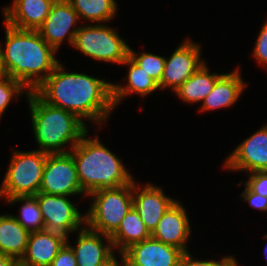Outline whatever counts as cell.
Here are the masks:
<instances>
[{
  "label": "cell",
  "mask_w": 267,
  "mask_h": 266,
  "mask_svg": "<svg viewBox=\"0 0 267 266\" xmlns=\"http://www.w3.org/2000/svg\"><path fill=\"white\" fill-rule=\"evenodd\" d=\"M58 63L53 72L34 90L45 102L76 115L84 123L101 126L114 109L112 83L98 77L65 71ZM86 119V120H85Z\"/></svg>",
  "instance_id": "1"
},
{
  "label": "cell",
  "mask_w": 267,
  "mask_h": 266,
  "mask_svg": "<svg viewBox=\"0 0 267 266\" xmlns=\"http://www.w3.org/2000/svg\"><path fill=\"white\" fill-rule=\"evenodd\" d=\"M5 23V46L0 43L4 70L12 79L34 91L60 62L57 53L37 30H22Z\"/></svg>",
  "instance_id": "2"
},
{
  "label": "cell",
  "mask_w": 267,
  "mask_h": 266,
  "mask_svg": "<svg viewBox=\"0 0 267 266\" xmlns=\"http://www.w3.org/2000/svg\"><path fill=\"white\" fill-rule=\"evenodd\" d=\"M87 131L71 149L77 178L86 196L94 191L117 188L131 183L134 178L125 165L101 143L99 137L88 138Z\"/></svg>",
  "instance_id": "3"
},
{
  "label": "cell",
  "mask_w": 267,
  "mask_h": 266,
  "mask_svg": "<svg viewBox=\"0 0 267 266\" xmlns=\"http://www.w3.org/2000/svg\"><path fill=\"white\" fill-rule=\"evenodd\" d=\"M27 101L39 151L68 153L89 131L87 124L76 115L48 104L35 91L29 92ZM68 146L70 150H67Z\"/></svg>",
  "instance_id": "4"
},
{
  "label": "cell",
  "mask_w": 267,
  "mask_h": 266,
  "mask_svg": "<svg viewBox=\"0 0 267 266\" xmlns=\"http://www.w3.org/2000/svg\"><path fill=\"white\" fill-rule=\"evenodd\" d=\"M87 196L93 202L85 214V225L111 236L133 206V181L117 188L100 189Z\"/></svg>",
  "instance_id": "5"
},
{
  "label": "cell",
  "mask_w": 267,
  "mask_h": 266,
  "mask_svg": "<svg viewBox=\"0 0 267 266\" xmlns=\"http://www.w3.org/2000/svg\"><path fill=\"white\" fill-rule=\"evenodd\" d=\"M48 153L13 150L9 167L0 186L2 199L39 193Z\"/></svg>",
  "instance_id": "6"
},
{
  "label": "cell",
  "mask_w": 267,
  "mask_h": 266,
  "mask_svg": "<svg viewBox=\"0 0 267 266\" xmlns=\"http://www.w3.org/2000/svg\"><path fill=\"white\" fill-rule=\"evenodd\" d=\"M72 47L96 61L122 64L129 56V45L117 30L102 24L81 25Z\"/></svg>",
  "instance_id": "7"
},
{
  "label": "cell",
  "mask_w": 267,
  "mask_h": 266,
  "mask_svg": "<svg viewBox=\"0 0 267 266\" xmlns=\"http://www.w3.org/2000/svg\"><path fill=\"white\" fill-rule=\"evenodd\" d=\"M40 207L45 230L69 237L85 225V213L70 200V196L41 193L34 195ZM82 225V226H81Z\"/></svg>",
  "instance_id": "8"
},
{
  "label": "cell",
  "mask_w": 267,
  "mask_h": 266,
  "mask_svg": "<svg viewBox=\"0 0 267 266\" xmlns=\"http://www.w3.org/2000/svg\"><path fill=\"white\" fill-rule=\"evenodd\" d=\"M39 192L62 196H86L79 184L76 165L70 152L47 155Z\"/></svg>",
  "instance_id": "9"
},
{
  "label": "cell",
  "mask_w": 267,
  "mask_h": 266,
  "mask_svg": "<svg viewBox=\"0 0 267 266\" xmlns=\"http://www.w3.org/2000/svg\"><path fill=\"white\" fill-rule=\"evenodd\" d=\"M201 45L190 39L180 44L169 59L166 57L164 73L159 89H171L173 92L181 86L192 74H194L204 63L201 59Z\"/></svg>",
  "instance_id": "10"
},
{
  "label": "cell",
  "mask_w": 267,
  "mask_h": 266,
  "mask_svg": "<svg viewBox=\"0 0 267 266\" xmlns=\"http://www.w3.org/2000/svg\"><path fill=\"white\" fill-rule=\"evenodd\" d=\"M78 13L68 0H55L43 24L38 28L40 36L57 52L66 39L72 46L79 30ZM76 24V25H75Z\"/></svg>",
  "instance_id": "11"
},
{
  "label": "cell",
  "mask_w": 267,
  "mask_h": 266,
  "mask_svg": "<svg viewBox=\"0 0 267 266\" xmlns=\"http://www.w3.org/2000/svg\"><path fill=\"white\" fill-rule=\"evenodd\" d=\"M224 161L222 168L232 172L267 171V123L243 140Z\"/></svg>",
  "instance_id": "12"
},
{
  "label": "cell",
  "mask_w": 267,
  "mask_h": 266,
  "mask_svg": "<svg viewBox=\"0 0 267 266\" xmlns=\"http://www.w3.org/2000/svg\"><path fill=\"white\" fill-rule=\"evenodd\" d=\"M66 243L74 252L77 266H110L118 258L114 254L110 236L94 231L86 225L78 230L74 246L69 243V238Z\"/></svg>",
  "instance_id": "13"
},
{
  "label": "cell",
  "mask_w": 267,
  "mask_h": 266,
  "mask_svg": "<svg viewBox=\"0 0 267 266\" xmlns=\"http://www.w3.org/2000/svg\"><path fill=\"white\" fill-rule=\"evenodd\" d=\"M183 252L164 244L152 236L129 246L120 259L125 266H177Z\"/></svg>",
  "instance_id": "14"
},
{
  "label": "cell",
  "mask_w": 267,
  "mask_h": 266,
  "mask_svg": "<svg viewBox=\"0 0 267 266\" xmlns=\"http://www.w3.org/2000/svg\"><path fill=\"white\" fill-rule=\"evenodd\" d=\"M135 181L133 180V207L152 234L164 213L176 199L166 196L160 186L148 182L139 187Z\"/></svg>",
  "instance_id": "15"
},
{
  "label": "cell",
  "mask_w": 267,
  "mask_h": 266,
  "mask_svg": "<svg viewBox=\"0 0 267 266\" xmlns=\"http://www.w3.org/2000/svg\"><path fill=\"white\" fill-rule=\"evenodd\" d=\"M185 207L175 201L164 213L151 236L160 242L179 248L183 253L190 252L187 242L191 234V225Z\"/></svg>",
  "instance_id": "16"
},
{
  "label": "cell",
  "mask_w": 267,
  "mask_h": 266,
  "mask_svg": "<svg viewBox=\"0 0 267 266\" xmlns=\"http://www.w3.org/2000/svg\"><path fill=\"white\" fill-rule=\"evenodd\" d=\"M55 0H13L3 7L4 22L22 30H38L48 16Z\"/></svg>",
  "instance_id": "17"
},
{
  "label": "cell",
  "mask_w": 267,
  "mask_h": 266,
  "mask_svg": "<svg viewBox=\"0 0 267 266\" xmlns=\"http://www.w3.org/2000/svg\"><path fill=\"white\" fill-rule=\"evenodd\" d=\"M66 242L67 237L56 232L48 230L31 232L25 254L18 264L21 266H50Z\"/></svg>",
  "instance_id": "18"
},
{
  "label": "cell",
  "mask_w": 267,
  "mask_h": 266,
  "mask_svg": "<svg viewBox=\"0 0 267 266\" xmlns=\"http://www.w3.org/2000/svg\"><path fill=\"white\" fill-rule=\"evenodd\" d=\"M240 69L224 73L215 83L213 90L205 97L199 110L202 112L215 109L230 108L243 93L246 84L242 78Z\"/></svg>",
  "instance_id": "19"
},
{
  "label": "cell",
  "mask_w": 267,
  "mask_h": 266,
  "mask_svg": "<svg viewBox=\"0 0 267 266\" xmlns=\"http://www.w3.org/2000/svg\"><path fill=\"white\" fill-rule=\"evenodd\" d=\"M128 66V73L124 80L126 85L112 83V99L114 107L118 106L122 100L131 94H137L141 97L151 95L152 92L159 90L158 83L149 76L138 64H136L129 56L122 63ZM124 98V99H123Z\"/></svg>",
  "instance_id": "20"
},
{
  "label": "cell",
  "mask_w": 267,
  "mask_h": 266,
  "mask_svg": "<svg viewBox=\"0 0 267 266\" xmlns=\"http://www.w3.org/2000/svg\"><path fill=\"white\" fill-rule=\"evenodd\" d=\"M29 234L13 215H0V253L19 262L25 254Z\"/></svg>",
  "instance_id": "21"
},
{
  "label": "cell",
  "mask_w": 267,
  "mask_h": 266,
  "mask_svg": "<svg viewBox=\"0 0 267 266\" xmlns=\"http://www.w3.org/2000/svg\"><path fill=\"white\" fill-rule=\"evenodd\" d=\"M209 72L205 62L194 74H192L181 86L175 90V95L185 103L203 102L205 97L213 90L216 81L223 75Z\"/></svg>",
  "instance_id": "22"
},
{
  "label": "cell",
  "mask_w": 267,
  "mask_h": 266,
  "mask_svg": "<svg viewBox=\"0 0 267 266\" xmlns=\"http://www.w3.org/2000/svg\"><path fill=\"white\" fill-rule=\"evenodd\" d=\"M149 237H151V233L133 206L121 221L118 229L110 236L114 250H117L119 254L132 244Z\"/></svg>",
  "instance_id": "23"
},
{
  "label": "cell",
  "mask_w": 267,
  "mask_h": 266,
  "mask_svg": "<svg viewBox=\"0 0 267 266\" xmlns=\"http://www.w3.org/2000/svg\"><path fill=\"white\" fill-rule=\"evenodd\" d=\"M80 19L89 24L110 22L117 14L116 0H68Z\"/></svg>",
  "instance_id": "24"
},
{
  "label": "cell",
  "mask_w": 267,
  "mask_h": 266,
  "mask_svg": "<svg viewBox=\"0 0 267 266\" xmlns=\"http://www.w3.org/2000/svg\"><path fill=\"white\" fill-rule=\"evenodd\" d=\"M9 205L22 202L20 215L13 217L23 226L29 233L45 230V223L40 211L39 204L34 195L14 196L7 198Z\"/></svg>",
  "instance_id": "25"
},
{
  "label": "cell",
  "mask_w": 267,
  "mask_h": 266,
  "mask_svg": "<svg viewBox=\"0 0 267 266\" xmlns=\"http://www.w3.org/2000/svg\"><path fill=\"white\" fill-rule=\"evenodd\" d=\"M129 57L149 74L158 84L160 83L165 66V57L149 52H136L129 47Z\"/></svg>",
  "instance_id": "26"
},
{
  "label": "cell",
  "mask_w": 267,
  "mask_h": 266,
  "mask_svg": "<svg viewBox=\"0 0 267 266\" xmlns=\"http://www.w3.org/2000/svg\"><path fill=\"white\" fill-rule=\"evenodd\" d=\"M25 91V92H24ZM29 90L19 81L6 76L0 80V119L13 98L19 99L21 95L29 94Z\"/></svg>",
  "instance_id": "27"
},
{
  "label": "cell",
  "mask_w": 267,
  "mask_h": 266,
  "mask_svg": "<svg viewBox=\"0 0 267 266\" xmlns=\"http://www.w3.org/2000/svg\"><path fill=\"white\" fill-rule=\"evenodd\" d=\"M236 259L233 256H224L221 260H198L194 259V256L190 252H185L181 256L177 266H231L232 262Z\"/></svg>",
  "instance_id": "28"
},
{
  "label": "cell",
  "mask_w": 267,
  "mask_h": 266,
  "mask_svg": "<svg viewBox=\"0 0 267 266\" xmlns=\"http://www.w3.org/2000/svg\"><path fill=\"white\" fill-rule=\"evenodd\" d=\"M252 55L259 65L267 66V20L262 25Z\"/></svg>",
  "instance_id": "29"
},
{
  "label": "cell",
  "mask_w": 267,
  "mask_h": 266,
  "mask_svg": "<svg viewBox=\"0 0 267 266\" xmlns=\"http://www.w3.org/2000/svg\"><path fill=\"white\" fill-rule=\"evenodd\" d=\"M244 184L258 195H267V171L247 173V180Z\"/></svg>",
  "instance_id": "30"
},
{
  "label": "cell",
  "mask_w": 267,
  "mask_h": 266,
  "mask_svg": "<svg viewBox=\"0 0 267 266\" xmlns=\"http://www.w3.org/2000/svg\"><path fill=\"white\" fill-rule=\"evenodd\" d=\"M240 184H243L245 186V189L240 196L244 199L243 201L248 202L249 206L254 209L267 212L266 197L258 195L255 192L251 191L244 183L241 182L239 183V185Z\"/></svg>",
  "instance_id": "31"
},
{
  "label": "cell",
  "mask_w": 267,
  "mask_h": 266,
  "mask_svg": "<svg viewBox=\"0 0 267 266\" xmlns=\"http://www.w3.org/2000/svg\"><path fill=\"white\" fill-rule=\"evenodd\" d=\"M50 266H77L72 248L65 243Z\"/></svg>",
  "instance_id": "32"
},
{
  "label": "cell",
  "mask_w": 267,
  "mask_h": 266,
  "mask_svg": "<svg viewBox=\"0 0 267 266\" xmlns=\"http://www.w3.org/2000/svg\"><path fill=\"white\" fill-rule=\"evenodd\" d=\"M17 264L14 258L0 253V266H17Z\"/></svg>",
  "instance_id": "33"
},
{
  "label": "cell",
  "mask_w": 267,
  "mask_h": 266,
  "mask_svg": "<svg viewBox=\"0 0 267 266\" xmlns=\"http://www.w3.org/2000/svg\"><path fill=\"white\" fill-rule=\"evenodd\" d=\"M7 74L4 70V67H3V63H2V58H1V54H0V80L4 77H6Z\"/></svg>",
  "instance_id": "34"
},
{
  "label": "cell",
  "mask_w": 267,
  "mask_h": 266,
  "mask_svg": "<svg viewBox=\"0 0 267 266\" xmlns=\"http://www.w3.org/2000/svg\"><path fill=\"white\" fill-rule=\"evenodd\" d=\"M119 260H116L115 262H113L110 266H125V264H124V262L122 261V260H120L119 262H118Z\"/></svg>",
  "instance_id": "35"
},
{
  "label": "cell",
  "mask_w": 267,
  "mask_h": 266,
  "mask_svg": "<svg viewBox=\"0 0 267 266\" xmlns=\"http://www.w3.org/2000/svg\"><path fill=\"white\" fill-rule=\"evenodd\" d=\"M231 266H238V261L235 259V260L232 262Z\"/></svg>",
  "instance_id": "36"
},
{
  "label": "cell",
  "mask_w": 267,
  "mask_h": 266,
  "mask_svg": "<svg viewBox=\"0 0 267 266\" xmlns=\"http://www.w3.org/2000/svg\"><path fill=\"white\" fill-rule=\"evenodd\" d=\"M265 258L267 259V244H266V247H265Z\"/></svg>",
  "instance_id": "37"
}]
</instances>
